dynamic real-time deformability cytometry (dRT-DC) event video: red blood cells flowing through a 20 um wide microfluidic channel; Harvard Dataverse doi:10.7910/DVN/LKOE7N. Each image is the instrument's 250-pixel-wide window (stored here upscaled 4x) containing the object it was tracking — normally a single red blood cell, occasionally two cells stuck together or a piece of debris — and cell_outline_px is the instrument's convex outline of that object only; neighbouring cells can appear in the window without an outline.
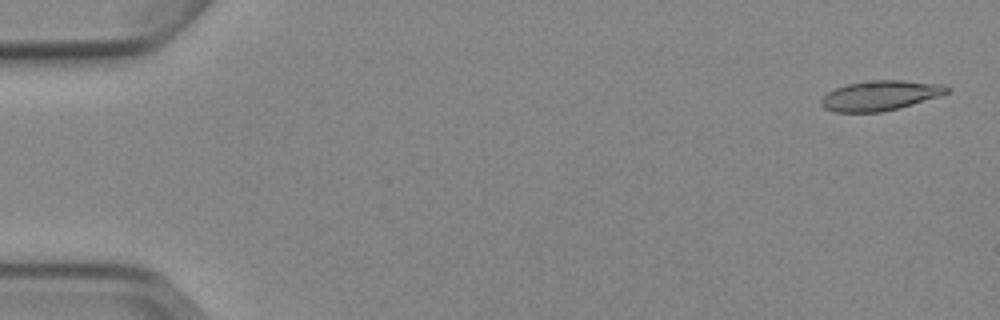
{"species": "Egyptian fruit bat (a non-hibernating species)", "species_latin": "Rousettus aegyptiacus", "temperature_condition": "cold", "stored_images_in_passage": 5, "camera_frame_rate_fps": 3000, "um_per_image_px": 0.085, "animal": {"sex": "female"}, "frame": {"image": 1, "passage_image": 1, "time_ms": 0.0, "image_size_px": [1000, 320], "cell_outline_px": [[952, 88], [948, 92], [940, 96], [900, 108], [880, 112], [836, 112], [824, 108], [820, 104], [820, 100], [828, 92], [836, 88], [848, 84], [872, 80], [904, 80], [944, 84]], "centroid_in_image_um": [74.86, 8.12], "position_along_channel_um": 10.1, "area_um2": 22.02}}
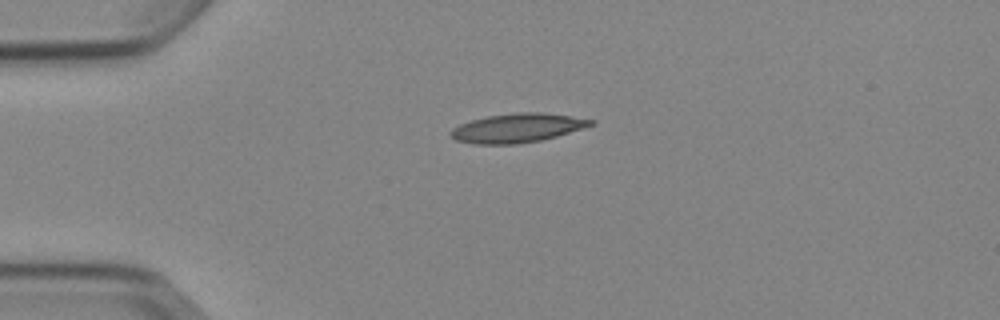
{"frame": {"image": 2, "passage_image": 4, "time_ms": 3.667, "image_size_px": [1000, 320], "cell_outline_px": [[596, 124], [556, 136], [540, 140], [516, 144], [472, 144], [456, 140], [448, 132], [452, 128], [460, 124], [472, 120], [488, 116], [516, 112], [540, 112], [572, 116], [596, 120]], "centroid_in_image_um": [43.97, 10.87], "position_along_channel_um": 41.0, "area_um2": 23.64}}